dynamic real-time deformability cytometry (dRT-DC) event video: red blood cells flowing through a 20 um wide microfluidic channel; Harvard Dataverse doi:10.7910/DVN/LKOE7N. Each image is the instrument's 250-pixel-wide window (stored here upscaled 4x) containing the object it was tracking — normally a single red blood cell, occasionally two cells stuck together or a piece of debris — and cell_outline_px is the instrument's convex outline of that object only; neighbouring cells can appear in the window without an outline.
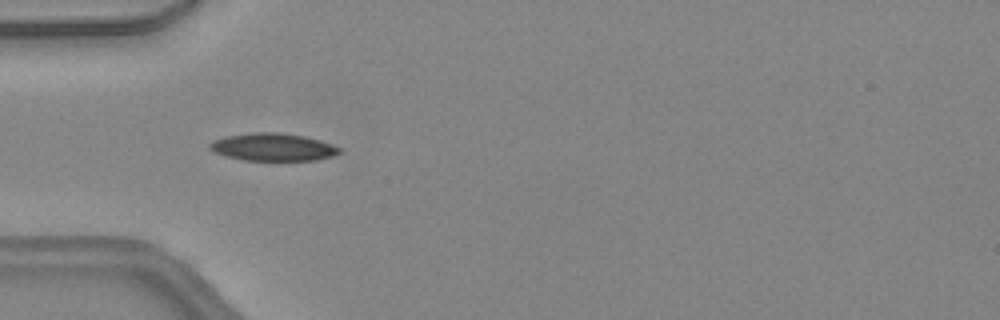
{"species": "common noctule bat (a hibernating species)", "species_latin": "Nyctalus noctula", "temperature_condition": "warm", "stored_images_in_passage": 33, "camera_frame_rate_fps": 3000, "um_per_image_px": 0.085, "animal": {"sex": "female", "body_mass_g": 24.6, "forearm_length_mm": 56.2}, "frame": {"image": 1, "passage_image": 6, "time_ms": 1.667, "image_size_px": [1000, 320], "cell_outline_px": [[344, 152], [332, 156], [316, 160], [244, 160], [224, 156], [212, 152], [208, 148], [208, 144], [212, 140], [228, 136], [252, 132], [280, 132], [304, 136], [320, 140], [332, 144], [340, 148]], "centroid_in_image_um": [23.18, 12.5], "position_along_channel_um": 61.8, "area_um2": 21.1}}
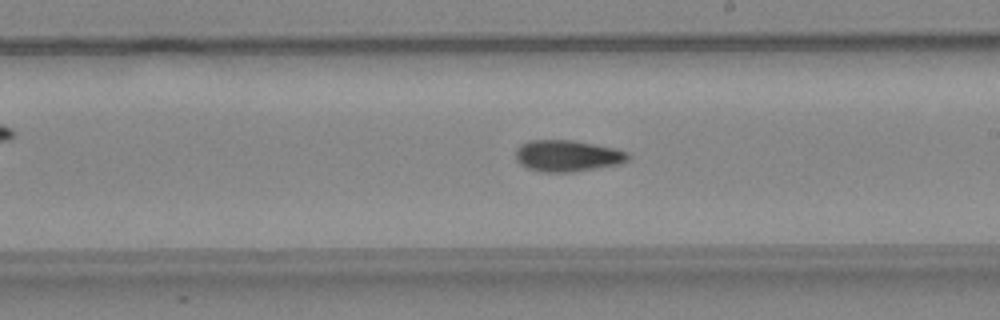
{"frame": {"image": 2, "passage_image": 18, "time_ms": 5.667, "image_size_px": [1000, 320], "cell_outline_px": [[632, 156], [628, 160], [620, 164], [572, 172], [544, 172], [528, 168], [520, 164], [516, 160], [516, 148], [520, 144], [528, 140], [572, 140], [616, 148], [628, 152]], "centroid_in_image_um": [48.24, 13.24], "position_along_channel_um": 240.8, "area_um2": 20.75}}
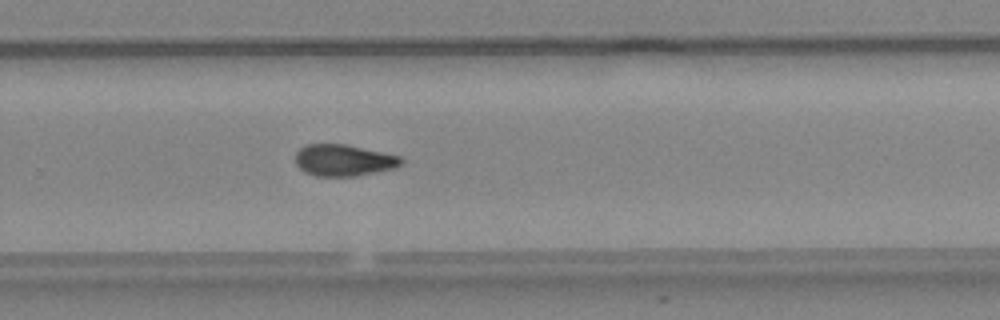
{"frame": {"image": 3, "passage_image": 22, "time_ms": 7.0, "image_size_px": [1000, 320], "cell_outline_px": [[404, 164], [396, 168], [356, 176], [316, 176], [304, 172], [296, 164], [296, 152], [304, 144], [348, 144], [400, 156], [404, 160]], "centroid_in_image_um": [29.24, 13.62], "position_along_channel_um": 300.6, "area_um2": 19.71}, "authors_computed_cell_mechanics": {"area_um2": 19.941, "velocity_mm_per_s": 4.5307, "shape_relaxation_time_tau1_ms": 6.1394, "shape_relaxation_time_tau2_ms": null, "deformation_change_tau1": 0.1888, "deformation_change_tau2": null}}